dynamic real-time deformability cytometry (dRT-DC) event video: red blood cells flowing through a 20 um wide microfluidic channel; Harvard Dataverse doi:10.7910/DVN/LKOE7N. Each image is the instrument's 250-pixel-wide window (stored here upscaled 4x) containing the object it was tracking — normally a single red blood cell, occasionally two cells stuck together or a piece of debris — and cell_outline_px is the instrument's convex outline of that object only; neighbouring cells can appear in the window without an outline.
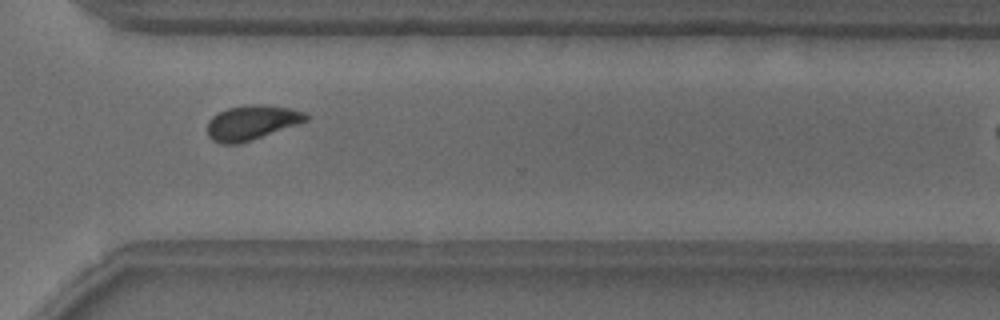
{"species": "common noctule bat (a hibernating species)", "species_latin": "Nyctalus noctula", "temperature_condition": "warm", "stored_images_in_passage": 30, "camera_frame_rate_fps": 3000, "um_per_image_px": 0.085, "animal": {"sex": "male", "body_mass_g": 18.8}, "frame": {"image": 1, "passage_image": 26, "time_ms": 8.333, "image_size_px": [1000, 320], "cell_outline_px": [[308, 120], [300, 124], [252, 140], [236, 144], [220, 144], [212, 140], [208, 136], [208, 120], [212, 116], [228, 108], [252, 104], [264, 104], [292, 108], [304, 112], [308, 116]], "centroid_in_image_um": [21.42, 10.42], "position_along_channel_um": 349.2, "area_um2": 20.06}}